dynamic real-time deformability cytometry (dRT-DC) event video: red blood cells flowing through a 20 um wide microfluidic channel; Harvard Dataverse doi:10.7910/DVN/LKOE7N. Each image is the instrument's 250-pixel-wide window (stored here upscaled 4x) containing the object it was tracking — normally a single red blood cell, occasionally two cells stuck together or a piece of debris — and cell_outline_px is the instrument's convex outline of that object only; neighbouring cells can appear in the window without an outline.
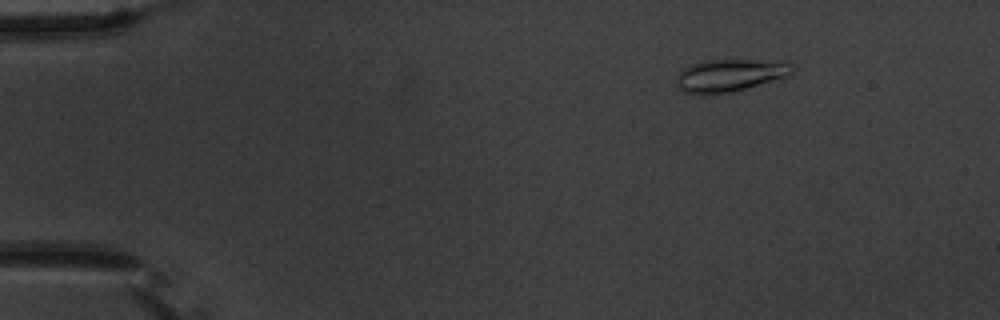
{"species": "common noctule bat (a hibernating species)", "species_latin": "Nyctalus noctula", "temperature_condition": "warm", "stored_images_in_passage": 56, "camera_frame_rate_fps": 3000, "um_per_image_px": 0.085, "animal": {"sex": "male", "body_mass_g": 20.1, "forearm_length_mm": 53.5}, "frame": {"image": 1, "passage_image": 8, "time_ms": 2.333, "image_size_px": [1000, 320], "cell_outline_px": [[796, 68], [788, 76], [744, 88], [728, 92], [708, 96], [700, 96], [684, 92], [676, 88], [676, 76], [684, 68], [692, 64], [704, 60], [784, 60], [792, 64]], "centroid_in_image_um": [62.01, 6.41], "position_along_channel_um": 23.0, "area_um2": 22.31}}
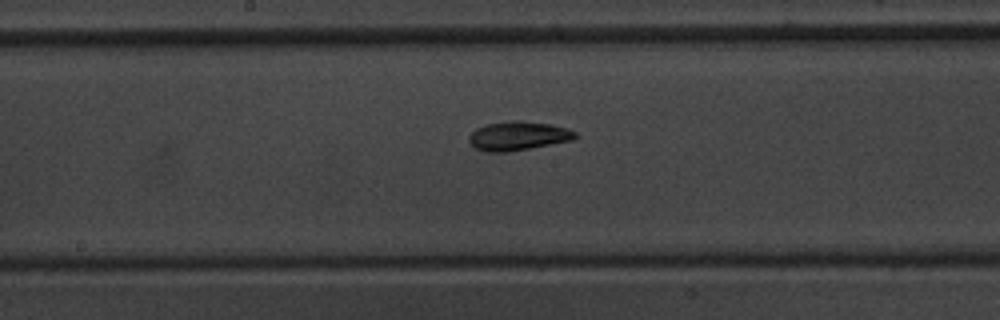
{"frame": {"image": 2, "passage_image": 30, "time_ms": 9.667, "image_size_px": [1000, 320], "cell_outline_px": [[580, 136], [572, 140], [528, 148], [504, 152], [488, 152], [476, 148], [468, 140], [468, 136], [476, 128], [488, 124], [512, 120], [520, 120], [548, 124], [568, 128], [576, 132]], "centroid_in_image_um": [44.05, 11.54], "position_along_channel_um": 204.1, "area_um2": 17.74}}
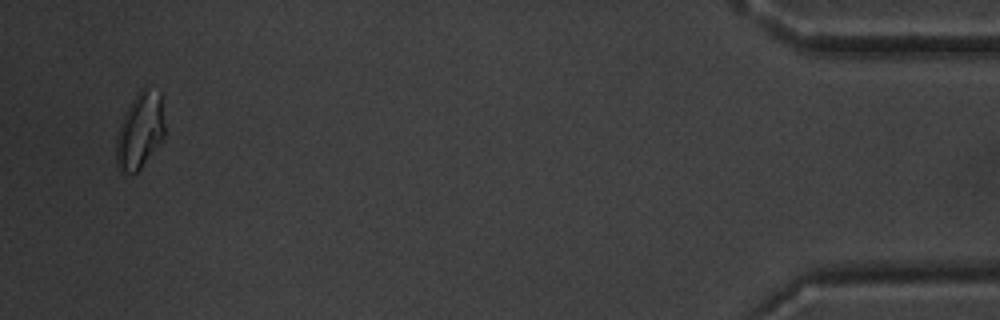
{"frame": {"image": 3, "passage_image": 54, "time_ms": 17.667, "image_size_px": [1000, 320], "cell_outline_px": [[164, 136], [140, 168], [136, 172], [124, 176], [120, 172], [116, 164], [116, 132], [124, 112], [140, 88], [144, 88], [160, 92], [164, 124]], "centroid_in_image_um": [11.84, 11.13], "position_along_channel_um": 423.4, "area_um2": 21.56}, "authors_computed_cell_mechanics": {"area_um2": 17.918, "velocity_mm_per_s": 3.6823, "shape_relaxation_time_tau1_ms": 6.6731, "shape_relaxation_time_tau2_ms": 3.6356, "deformation_change_tau1": 0.1603, "deformation_change_tau2": 0.0825}}